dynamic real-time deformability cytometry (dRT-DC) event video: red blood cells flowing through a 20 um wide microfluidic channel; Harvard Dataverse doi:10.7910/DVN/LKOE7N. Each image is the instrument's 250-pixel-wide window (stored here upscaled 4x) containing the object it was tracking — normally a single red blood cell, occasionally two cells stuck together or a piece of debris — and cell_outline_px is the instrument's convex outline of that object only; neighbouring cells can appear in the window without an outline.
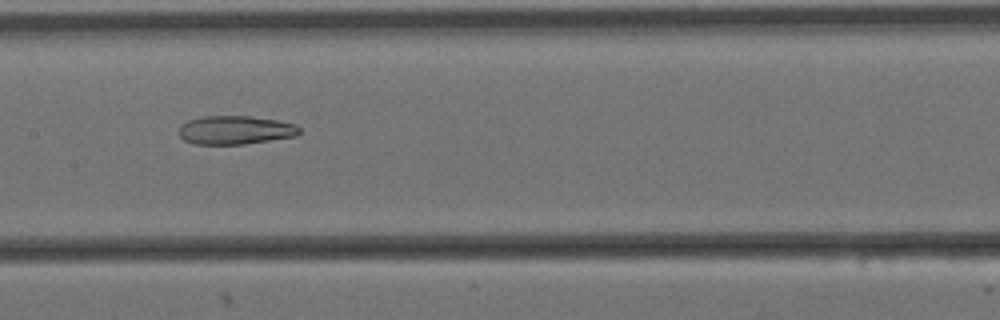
{"species": "Egyptian fruit bat (a non-hibernating species)", "species_latin": "Rousettus aegyptiacus", "temperature_condition": "cold", "stored_images_in_passage": 10, "camera_frame_rate_fps": 3000, "um_per_image_px": 0.085, "animal": {"sex": "female"}, "frame": {"image": 1, "passage_image": 9, "time_ms": 2.667, "image_size_px": [1000, 320], "cell_outline_px": [[300, 132], [296, 136], [244, 144], [192, 144], [184, 140], [180, 136], [180, 124], [188, 120], [200, 116], [252, 116], [276, 120], [296, 124], [300, 128]], "centroid_in_image_um": [19.99, 11.05], "position_along_channel_um": 187.4, "area_um2": 20.17}}
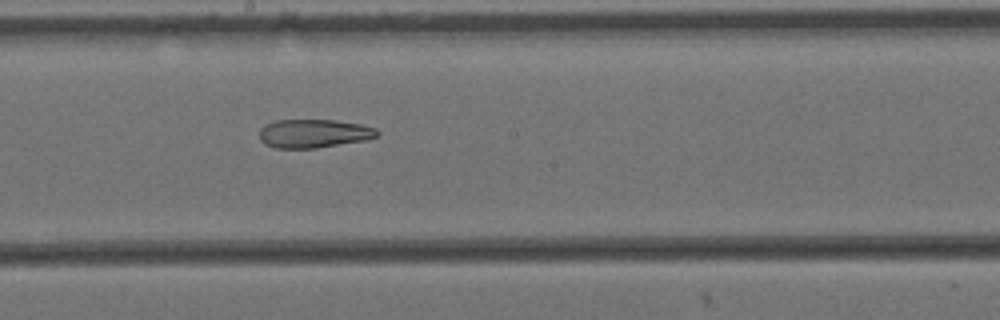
{"frame": {"image": 2, "passage_image": 10, "time_ms": 3.0, "image_size_px": [1000, 320], "cell_outline_px": [[380, 132], [376, 136], [368, 140], [316, 148], [276, 148], [264, 144], [260, 140], [260, 128], [264, 124], [276, 120], [336, 120], [360, 124], [376, 128]], "centroid_in_image_um": [26.67, 11.34], "position_along_channel_um": 221.5, "area_um2": 19.77}}